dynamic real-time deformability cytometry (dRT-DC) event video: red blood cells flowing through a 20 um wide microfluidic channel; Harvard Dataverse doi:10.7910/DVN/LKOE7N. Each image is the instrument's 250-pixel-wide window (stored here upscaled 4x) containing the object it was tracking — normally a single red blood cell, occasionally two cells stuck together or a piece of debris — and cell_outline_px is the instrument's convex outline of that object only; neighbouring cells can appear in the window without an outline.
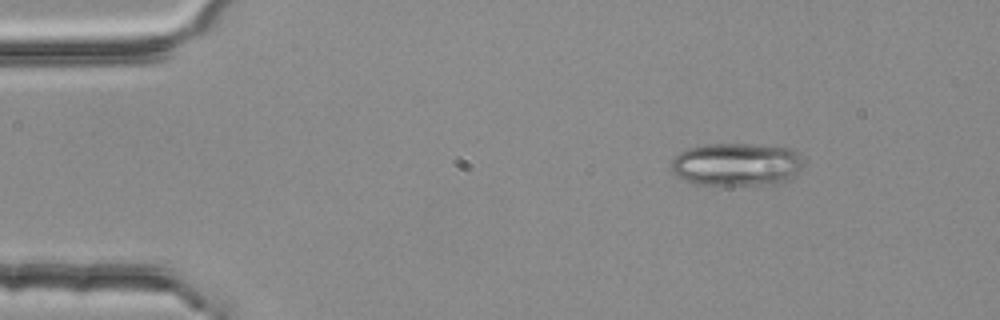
{"species": "common noctule bat (a hibernating species)", "species_latin": "Nyctalus noctula", "temperature_condition": "room temperature", "stored_images_in_passage": 49, "camera_frame_rate_fps": 3000, "um_per_image_px": 0.085, "animal": {"sex": "female", "body_mass_g": 25.1}, "frame": {"image": 1, "passage_image": 2, "time_ms": 0.333, "image_size_px": [1000, 320], "cell_outline_px": [[800, 168], [796, 176], [780, 184], [720, 188], [696, 184], [676, 176], [672, 172], [672, 160], [680, 152], [688, 148], [704, 144], [748, 144], [792, 148], [796, 152], [800, 160]], "centroid_in_image_um": [62.58, 14.03], "position_along_channel_um": 22.4, "area_um2": 34.1}}
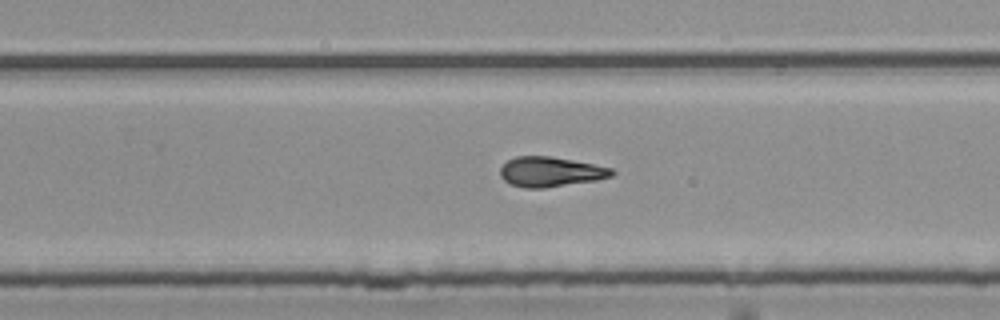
{"frame": {"image": 2, "passage_image": 29, "time_ms": 9.333, "image_size_px": [1000, 320], "cell_outline_px": [[616, 172], [612, 176], [596, 180], [544, 188], [524, 188], [512, 184], [504, 180], [500, 176], [500, 168], [508, 160], [516, 156], [552, 156], [612, 168]], "centroid_in_image_um": [46.79, 14.6], "position_along_channel_um": 283.0, "area_um2": 19.36}}
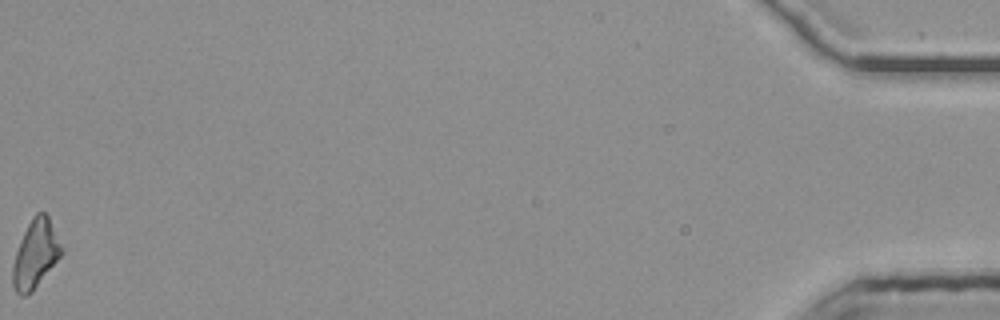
{"frame": {"image": 3, "passage_image": 49, "time_ms": 16.0, "image_size_px": [1000, 320], "cell_outline_px": [[64, 252], [32, 292], [24, 296], [20, 296], [16, 292], [12, 284], [12, 264], [20, 240], [28, 224], [36, 212], [44, 212], [48, 216], [64, 248]], "centroid_in_image_um": [3.02, 21.61], "position_along_channel_um": 432.2, "area_um2": 19.42}, "authors_computed_cell_mechanics": {"area_um2": 19.4208, "velocity_mm_per_s": 3.787, "shape_relaxation_time_tau1_ms": 7.6201, "shape_relaxation_time_tau2_ms": 2.8294, "deformation_change_tau1": 0.2116, "deformation_change_tau2": 0.1187}}